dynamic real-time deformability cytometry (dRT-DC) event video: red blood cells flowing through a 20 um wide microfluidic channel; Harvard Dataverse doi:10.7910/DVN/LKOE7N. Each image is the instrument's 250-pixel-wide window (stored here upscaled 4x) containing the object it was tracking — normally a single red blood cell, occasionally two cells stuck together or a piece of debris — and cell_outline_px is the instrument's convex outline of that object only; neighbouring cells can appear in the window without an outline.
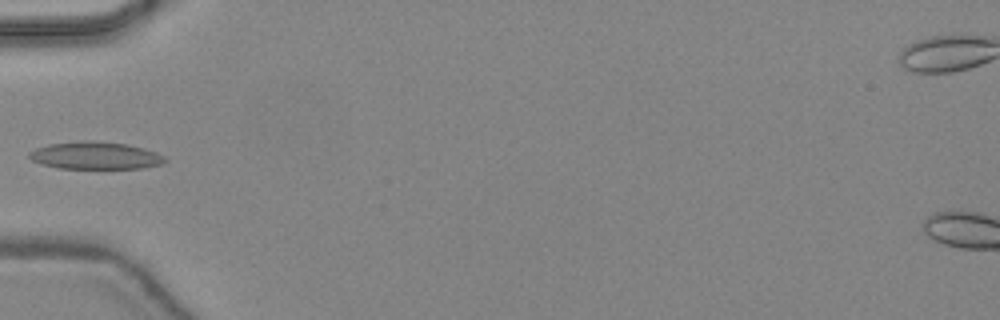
{"species": "common noctule bat (a hibernating species)", "species_latin": "Nyctalus noctula", "temperature_condition": "warm", "stored_images_in_passage": 31, "camera_frame_rate_fps": 3000, "um_per_image_px": 0.085, "animal": {"sex": "female", "body_mass_g": 24.6, "forearm_length_mm": 56.2}, "frame": {"image": 1, "passage_image": 1, "time_ms": 0.0, "image_size_px": [1000, 320], "cell_outline_px": [[168, 160], [160, 164], [144, 168], [60, 168], [40, 164], [32, 160], [28, 156], [28, 152], [36, 148], [48, 144], [84, 140], [92, 140], [124, 144], [144, 148], [156, 152], [164, 156]], "centroid_in_image_um": [8.08, 13.22], "position_along_channel_um": 76.9, "area_um2": 21.68}}
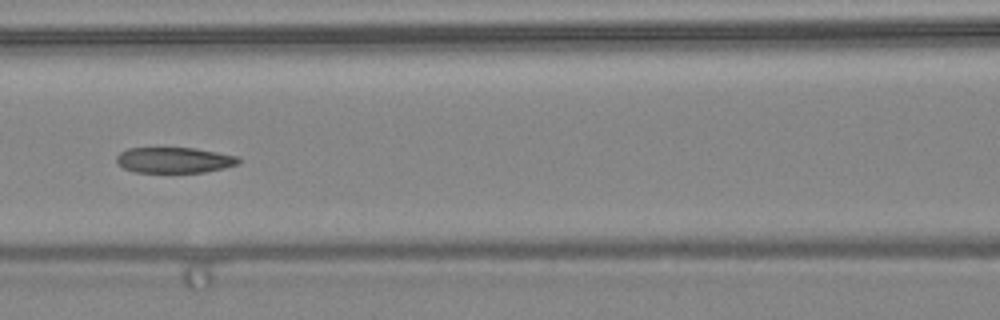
{"frame": {"image": 2, "passage_image": 6, "time_ms": 1.667, "image_size_px": [1000, 320], "cell_outline_px": [[240, 164], [224, 168], [204, 172], [136, 172], [124, 168], [116, 164], [116, 156], [120, 152], [128, 148], [196, 148], [240, 156]], "centroid_in_image_um": [14.84, 13.6], "position_along_channel_um": 151.8, "area_um2": 18.44}}
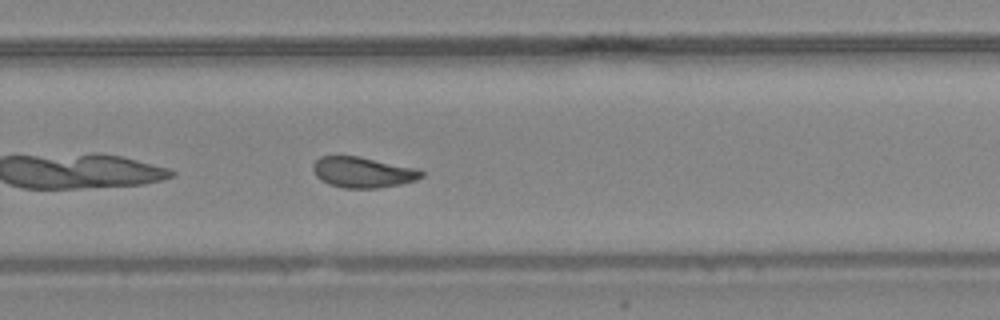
{"frame": {"image": 3, "passage_image": 16, "time_ms": 5.0, "image_size_px": [1000, 320], "cell_outline_px": [[424, 176], [416, 180], [400, 184], [380, 188], [344, 188], [328, 184], [320, 180], [316, 176], [312, 168], [312, 164], [320, 156], [360, 156], [416, 168], [424, 172]], "centroid_in_image_um": [30.83, 14.64], "position_along_channel_um": 299.0, "area_um2": 19.54}}